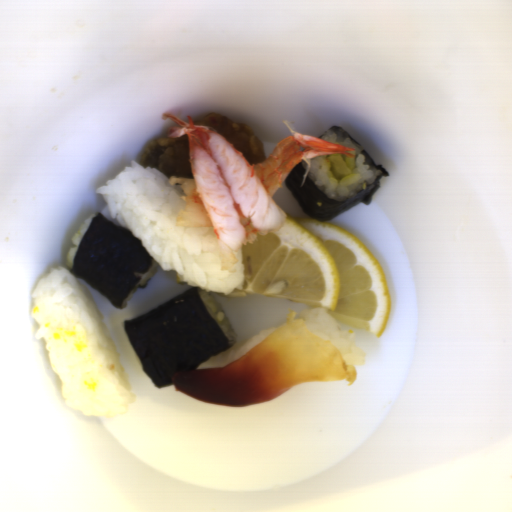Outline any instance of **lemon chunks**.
<instances>
[{
  "instance_id": "1",
  "label": "lemon chunks",
  "mask_w": 512,
  "mask_h": 512,
  "mask_svg": "<svg viewBox=\"0 0 512 512\" xmlns=\"http://www.w3.org/2000/svg\"><path fill=\"white\" fill-rule=\"evenodd\" d=\"M240 247L243 287L211 291L215 295L260 294L310 304L381 337L391 310L390 286L379 259L354 233L285 213L282 228Z\"/></svg>"
},
{
  "instance_id": "2",
  "label": "lemon chunks",
  "mask_w": 512,
  "mask_h": 512,
  "mask_svg": "<svg viewBox=\"0 0 512 512\" xmlns=\"http://www.w3.org/2000/svg\"><path fill=\"white\" fill-rule=\"evenodd\" d=\"M174 279H175L176 283H177V284H179V285H187L186 283H184V282L180 279V277L177 275V273H176V272H175Z\"/></svg>"
}]
</instances>
